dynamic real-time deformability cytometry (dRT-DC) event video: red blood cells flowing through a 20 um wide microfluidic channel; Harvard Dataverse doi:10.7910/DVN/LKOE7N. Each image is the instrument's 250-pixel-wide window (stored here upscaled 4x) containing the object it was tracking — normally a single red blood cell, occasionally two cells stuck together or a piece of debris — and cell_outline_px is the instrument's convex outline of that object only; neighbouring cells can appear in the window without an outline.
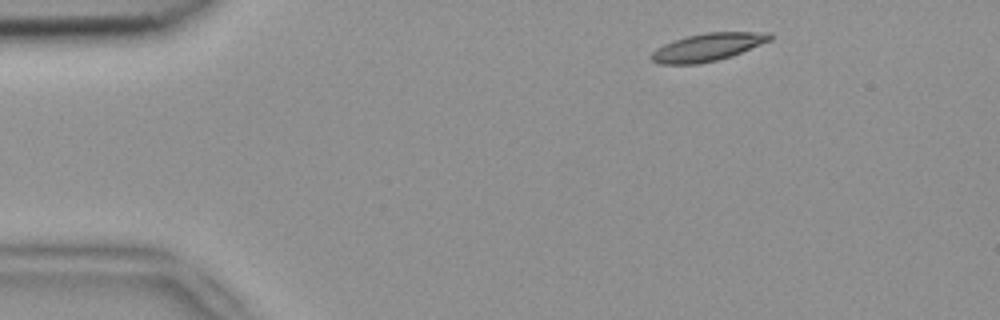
{"species": "common noctule bat (a hibernating species)", "species_latin": "Nyctalus noctula", "temperature_condition": "room temperature", "stored_images_in_passage": 3, "camera_frame_rate_fps": 3000, "um_per_image_px": 0.085, "animal": {"sex": "female", "body_mass_g": 18.4}, "frame": {"image": 1, "passage_image": 1, "time_ms": 0.0, "image_size_px": [1000, 320], "cell_outline_px": [[772, 40], [732, 56], [716, 60], [696, 64], [660, 64], [652, 60], [648, 56], [656, 48], [664, 44], [688, 36], [708, 32], [772, 32]], "centroid_in_image_um": [60.17, 4.01], "position_along_channel_um": 24.8, "area_um2": 19.13}}